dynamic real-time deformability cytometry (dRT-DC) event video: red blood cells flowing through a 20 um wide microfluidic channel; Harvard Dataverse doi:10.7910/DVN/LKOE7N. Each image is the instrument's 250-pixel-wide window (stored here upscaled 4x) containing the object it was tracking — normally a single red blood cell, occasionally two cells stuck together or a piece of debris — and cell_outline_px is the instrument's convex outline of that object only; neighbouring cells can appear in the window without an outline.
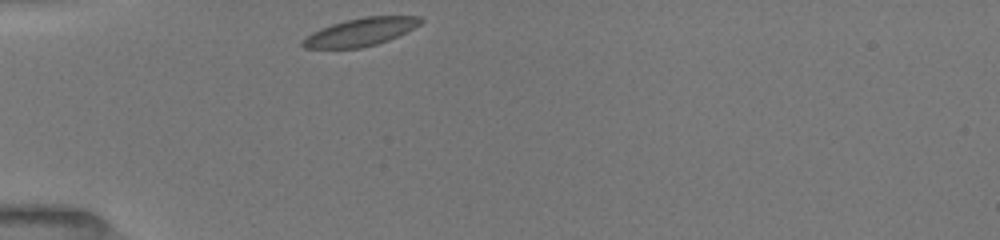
{"species": "common noctule bat (a hibernating species)", "species_latin": "Nyctalus noctula", "temperature_condition": "room temperature", "stored_images_in_passage": 30, "camera_frame_rate_fps": 3000, "um_per_image_px": 0.085, "animal": {"sex": "female", "body_mass_g": 19.5, "forearm_length_mm": 54.1}, "frame": {"image": 1, "passage_image": 1, "time_ms": 0.0, "image_size_px": [1000, 240], "cell_outline_px": [[424, 20], [420, 24], [388, 40], [376, 44], [360, 48], [304, 48], [300, 44], [300, 40], [312, 32], [320, 28], [344, 20], [364, 16], [420, 16]], "centroid_in_image_um": [30.59, 2.71], "position_along_channel_um": 54.4, "area_um2": 19.13}}
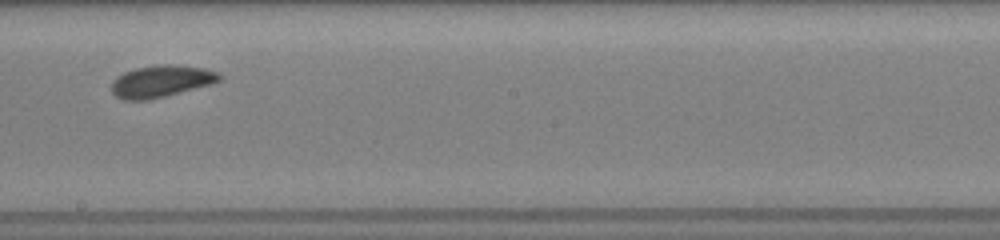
{"frame": {"image": 2, "passage_image": 16, "time_ms": 5.0, "image_size_px": [1000, 240], "cell_outline_px": [[220, 80], [212, 84], [148, 100], [124, 100], [116, 96], [112, 92], [112, 80], [116, 76], [124, 72], [136, 68], [160, 64], [172, 64], [204, 68], [220, 72]], "centroid_in_image_um": [13.69, 6.9], "position_along_channel_um": 234.5, "area_um2": 20.06}}
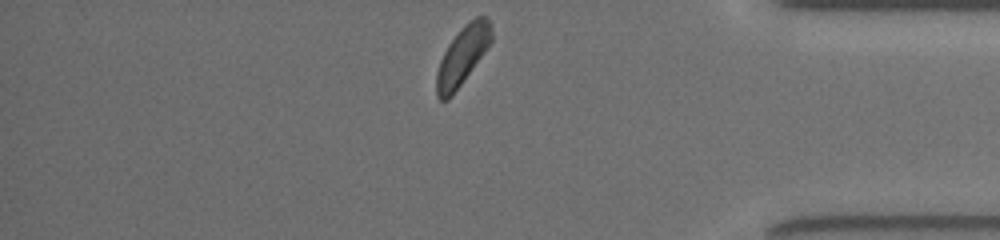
{"frame": {"image": 3, "passage_image": 30, "time_ms": 9.667, "image_size_px": [1000, 240], "cell_outline_px": [[492, 40], [484, 52], [452, 96], [448, 100], [440, 100], [436, 96], [436, 72], [440, 60], [448, 44], [460, 28], [464, 24], [476, 16], [484, 16], [492, 24]], "centroid_in_image_um": [39.29, 4.72], "position_along_channel_um": 395.9, "area_um2": 18.61}, "authors_computed_cell_mechanics": {"area_um2": 19.3341, "velocity_mm_per_s": 3.9092, "shape_relaxation_time_tau1_ms": 1.9439, "shape_relaxation_time_tau2_ms": 6.3176, "deformation_change_tau1": 0.0958, "deformation_change_tau2": 0.0951}}